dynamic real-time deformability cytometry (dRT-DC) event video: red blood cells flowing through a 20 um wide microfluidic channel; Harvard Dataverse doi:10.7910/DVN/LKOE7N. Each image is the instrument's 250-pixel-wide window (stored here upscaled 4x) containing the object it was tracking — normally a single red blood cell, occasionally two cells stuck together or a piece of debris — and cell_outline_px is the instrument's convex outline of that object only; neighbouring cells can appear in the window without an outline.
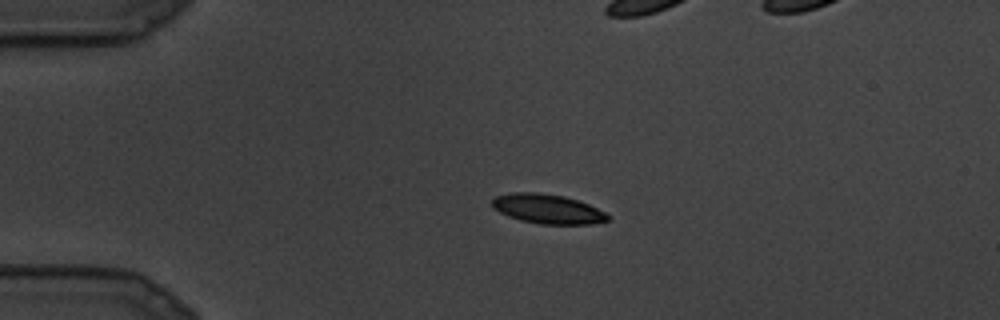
{"species": "common noctule bat (a hibernating species)", "species_latin": "Nyctalus noctula", "temperature_condition": "cold", "stored_images_in_passage": 22, "camera_frame_rate_fps": 3000, "um_per_image_px": 0.085, "animal": {"sex": "male", "body_mass_g": 19.5, "forearm_length_mm": 54.6}, "frame": {"image": 1, "passage_image": 1, "time_ms": 0.0, "image_size_px": [1000, 320], "cell_outline_px": [[608, 220], [592, 224], [540, 224], [520, 220], [508, 216], [492, 208], [492, 200], [496, 196], [512, 192], [540, 192], [564, 196], [588, 204], [604, 212], [608, 216]], "centroid_in_image_um": [46.5, 17.75], "position_along_channel_um": 38.5, "area_um2": 19.77}}
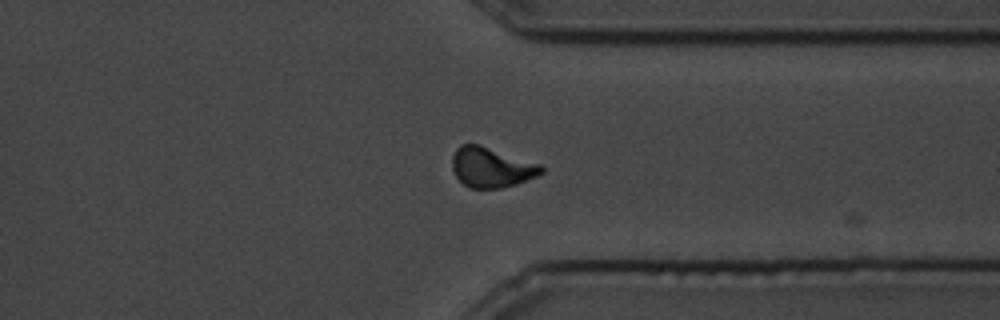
{"frame": {"image": 2, "passage_image": 16, "time_ms": 5.0, "image_size_px": [1000, 320], "cell_outline_px": [[544, 172], [536, 176], [516, 184], [500, 188], [468, 188], [456, 176], [452, 168], [452, 156], [456, 148], [460, 144], [480, 144], [540, 164], [544, 168]], "centroid_in_image_um": [41.75, 14.21], "position_along_channel_um": 369.6, "area_um2": 20.81}}